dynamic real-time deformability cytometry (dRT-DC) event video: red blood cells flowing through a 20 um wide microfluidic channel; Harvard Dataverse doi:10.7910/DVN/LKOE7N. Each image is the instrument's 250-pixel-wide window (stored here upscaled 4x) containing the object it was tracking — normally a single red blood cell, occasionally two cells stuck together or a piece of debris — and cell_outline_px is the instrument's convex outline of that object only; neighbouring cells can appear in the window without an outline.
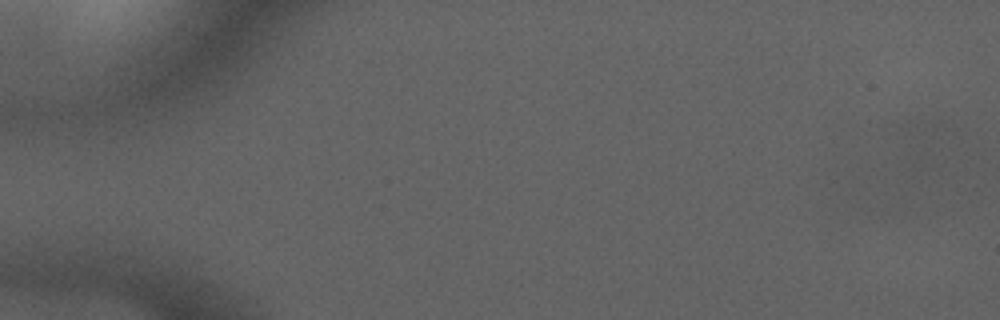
{"species": "common noctule bat (a hibernating species)", "species_latin": "Nyctalus noctula", "temperature_condition": "cold", "stored_images_in_passage": 2, "camera_frame_rate_fps": 3000, "um_per_image_px": 0.085, "animal": {"sex": "male", "forearm_length_mm": 52.5}, "frame": {"image": 1, "passage_image": 1, "time_ms": 0.0, "image_size_px": [1000, 320], "cell_outline_px": [[956, 132], [940, 172], [912, 176], [908, 176], [896, 164], [896, 156], [900, 124], [904, 120], [952, 120]], "centroid_in_image_um": [78.53, 12.39], "position_along_channel_um": 6.5, "area_um2": 19.77}}